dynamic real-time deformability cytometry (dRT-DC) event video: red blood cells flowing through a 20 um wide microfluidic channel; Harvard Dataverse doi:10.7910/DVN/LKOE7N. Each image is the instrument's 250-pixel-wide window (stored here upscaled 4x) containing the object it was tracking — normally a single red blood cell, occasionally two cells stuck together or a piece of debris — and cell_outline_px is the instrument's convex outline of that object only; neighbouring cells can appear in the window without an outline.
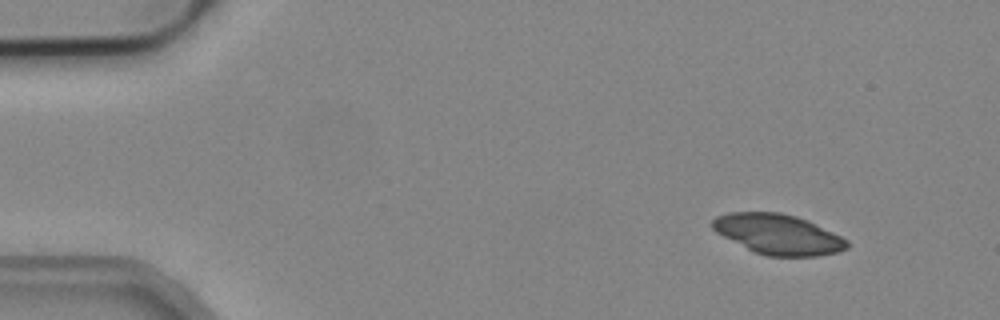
{"species": "common noctule bat (a hibernating species)", "species_latin": "Nyctalus noctula", "temperature_condition": "cold", "stored_images_in_passage": 4, "segment_of_instrument_passage": [1, 2], "camera_frame_rate_fps": 3000, "um_per_image_px": 0.085, "animal": {"sex": "male", "body_mass_g": 19.2, "forearm_length_mm": 51.8}, "frame": {"image": 1, "passage_image": 1, "time_ms": 0.0, "image_size_px": [1000, 320], "cell_outline_px": [[848, 248], [840, 252], [820, 256], [768, 256], [756, 252], [716, 232], [712, 228], [712, 220], [716, 216], [728, 212], [780, 212], [796, 216], [808, 220], [848, 240]], "centroid_in_image_um": [66.17, 19.91], "position_along_channel_um": 18.8, "area_um2": 31.33}}